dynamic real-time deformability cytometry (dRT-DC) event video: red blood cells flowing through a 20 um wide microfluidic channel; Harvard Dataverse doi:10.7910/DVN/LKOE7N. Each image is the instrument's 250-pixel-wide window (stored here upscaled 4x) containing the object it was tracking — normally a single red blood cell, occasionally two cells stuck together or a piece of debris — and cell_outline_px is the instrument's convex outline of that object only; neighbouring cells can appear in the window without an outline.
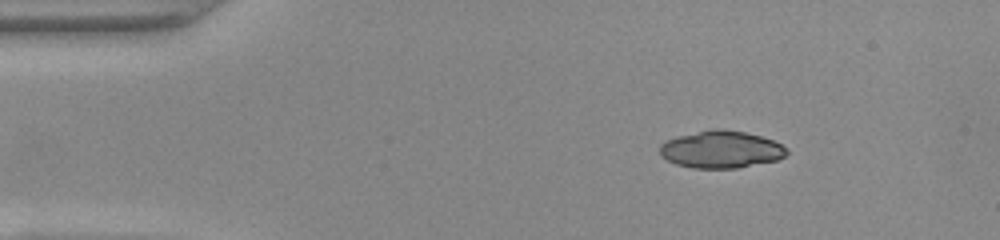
{"species": "common noctule bat (a hibernating species)", "species_latin": "Nyctalus noctula", "temperature_condition": "warm", "stored_images_in_passage": 45, "camera_frame_rate_fps": 3000, "um_per_image_px": 0.085, "animal": {"sex": "female", "body_mass_g": 22.0, "forearm_length_mm": 56.7}, "frame": {"image": 1, "passage_image": 1, "time_ms": 0.0, "image_size_px": [1000, 240], "cell_outline_px": [[788, 152], [784, 156], [776, 160], [736, 168], [692, 168], [676, 164], [660, 156], [660, 144], [664, 140], [676, 136], [716, 128], [720, 128], [744, 132], [760, 136], [772, 140], [788, 148]], "centroid_in_image_um": [61.25, 12.7], "position_along_channel_um": 23.7, "area_um2": 27.51}}